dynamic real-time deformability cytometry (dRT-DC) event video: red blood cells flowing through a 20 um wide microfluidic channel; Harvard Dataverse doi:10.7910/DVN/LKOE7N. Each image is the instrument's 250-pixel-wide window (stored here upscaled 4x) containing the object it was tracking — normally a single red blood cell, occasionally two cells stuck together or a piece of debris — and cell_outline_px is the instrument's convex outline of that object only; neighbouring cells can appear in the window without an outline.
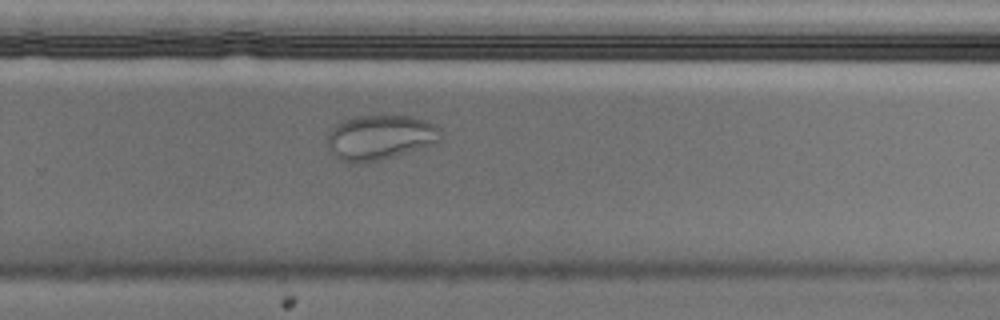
{"species": "Egyptian fruit bat (a non-hibernating species)", "species_latin": "Rousettus aegyptiacus", "temperature_condition": "cold", "stored_images_in_passage": 46, "camera_frame_rate_fps": 3000, "um_per_image_px": 0.085, "animal": {"sex": "male"}, "frame": {"image": 1, "passage_image": 27, "time_ms": 8.667, "image_size_px": [1000, 320], "cell_outline_px": [[440, 140], [432, 144], [392, 156], [376, 160], [340, 160], [328, 148], [328, 132], [336, 124], [344, 120], [356, 116], [384, 112], [412, 116], [428, 120], [436, 124], [440, 128]], "centroid_in_image_um": [32.34, 11.57], "position_along_channel_um": 297.5, "area_um2": 29.65}}